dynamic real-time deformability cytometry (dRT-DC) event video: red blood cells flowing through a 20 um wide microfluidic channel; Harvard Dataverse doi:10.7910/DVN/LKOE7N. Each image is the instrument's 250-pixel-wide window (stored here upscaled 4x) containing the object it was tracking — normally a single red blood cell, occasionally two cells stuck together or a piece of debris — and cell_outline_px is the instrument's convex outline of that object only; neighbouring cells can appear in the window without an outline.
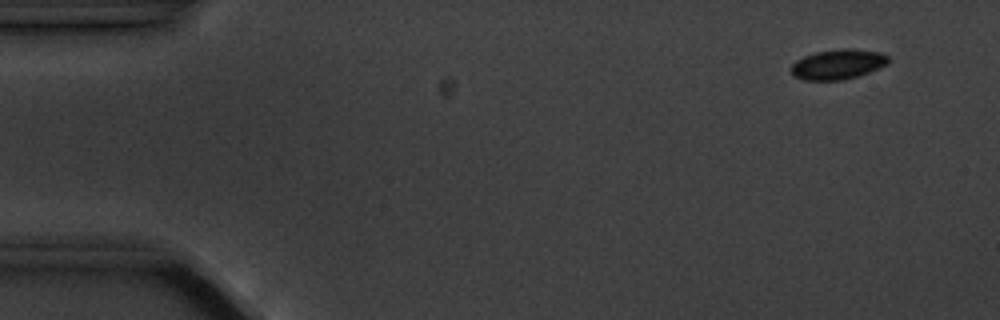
{"species": "common noctule bat (a hibernating species)", "species_latin": "Nyctalus noctula", "temperature_condition": "cold", "stored_images_in_passage": 5, "camera_frame_rate_fps": 3000, "um_per_image_px": 0.085, "animal": {"sex": "male", "body_mass_g": 20.1, "forearm_length_mm": 53.5}, "frame": {"image": 1, "passage_image": 1, "time_ms": 0.0, "image_size_px": [1000, 320], "cell_outline_px": [[888, 64], [868, 72], [856, 76], [840, 80], [804, 80], [796, 76], [792, 72], [792, 64], [796, 60], [804, 56], [816, 52], [844, 48], [852, 48], [884, 52], [888, 56]], "centroid_in_image_um": [71.25, 5.44], "position_along_channel_um": 13.7, "area_um2": 16.88}}
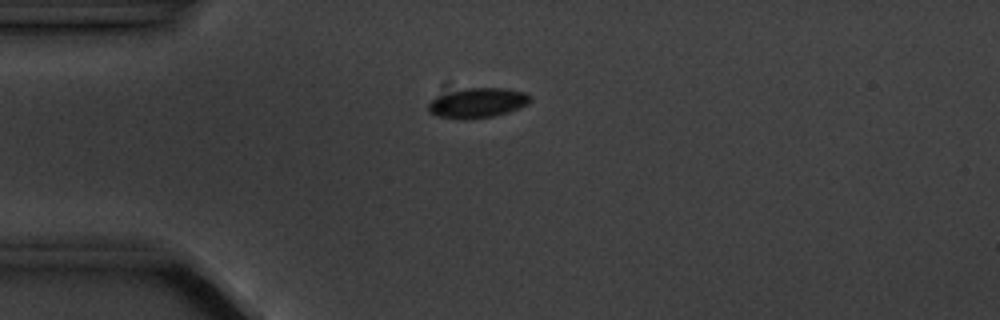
{"frame": {"image": 2, "passage_image": 4, "time_ms": 3.333, "image_size_px": [1000, 320], "cell_outline_px": [[532, 100], [528, 104], [508, 112], [492, 116], [464, 120], [440, 116], [428, 112], [428, 104], [436, 96], [464, 88], [508, 88], [524, 92]], "centroid_in_image_um": [40.59, 8.74], "position_along_channel_um": 44.4, "area_um2": 17.63}}